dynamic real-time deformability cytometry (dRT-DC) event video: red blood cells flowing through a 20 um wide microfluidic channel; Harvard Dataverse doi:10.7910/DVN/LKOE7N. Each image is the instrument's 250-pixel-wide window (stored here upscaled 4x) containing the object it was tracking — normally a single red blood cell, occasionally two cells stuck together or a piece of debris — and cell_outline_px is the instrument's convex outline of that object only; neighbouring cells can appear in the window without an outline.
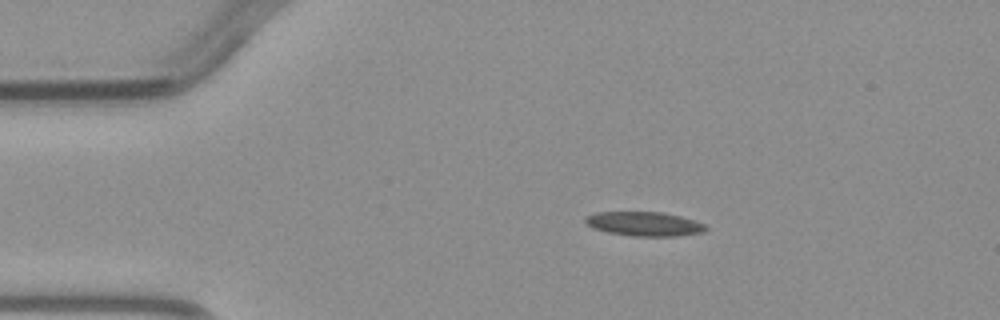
{"species": "common noctule bat (a hibernating species)", "species_latin": "Nyctalus noctula", "temperature_condition": "warm", "stored_images_in_passage": 2, "camera_frame_rate_fps": 3000, "um_per_image_px": 0.085, "animal": {"sex": "male", "body_mass_g": 23.1, "forearm_length_mm": 52.7}, "frame": {"image": 1, "passage_image": 1, "time_ms": 0.0, "image_size_px": [1000, 320], "cell_outline_px": [[708, 228], [704, 232], [676, 236], [632, 236], [608, 232], [592, 228], [584, 220], [584, 216], [596, 212], [664, 212], [680, 216], [704, 224]], "centroid_in_image_um": [54.74, 19.03], "position_along_channel_um": 30.3, "area_um2": 16.99}}